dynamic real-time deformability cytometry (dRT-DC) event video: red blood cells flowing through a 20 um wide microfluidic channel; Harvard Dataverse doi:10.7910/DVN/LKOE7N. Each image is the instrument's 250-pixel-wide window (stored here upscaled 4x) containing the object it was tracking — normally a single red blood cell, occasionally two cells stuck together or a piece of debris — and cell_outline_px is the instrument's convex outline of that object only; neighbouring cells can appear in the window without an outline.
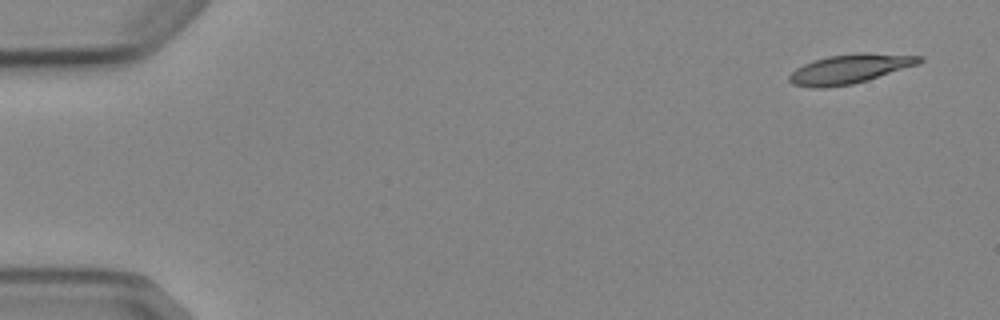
{"species": "Egyptian fruit bat (a non-hibernating species)", "species_latin": "Rousettus aegyptiacus", "temperature_condition": "cold", "stored_images_in_passage": 7, "camera_frame_rate_fps": 3000, "um_per_image_px": 0.085, "animal": {"sex": "female"}, "frame": {"image": 1, "passage_image": 1, "time_ms": 0.0, "image_size_px": [1000, 320], "cell_outline_px": [[924, 60], [920, 64], [868, 80], [852, 84], [824, 88], [816, 88], [792, 84], [788, 80], [788, 76], [796, 68], [812, 60], [828, 56], [864, 52], [868, 52], [924, 56]], "centroid_in_image_um": [72.27, 5.85], "position_along_channel_um": 12.7, "area_um2": 22.43}}
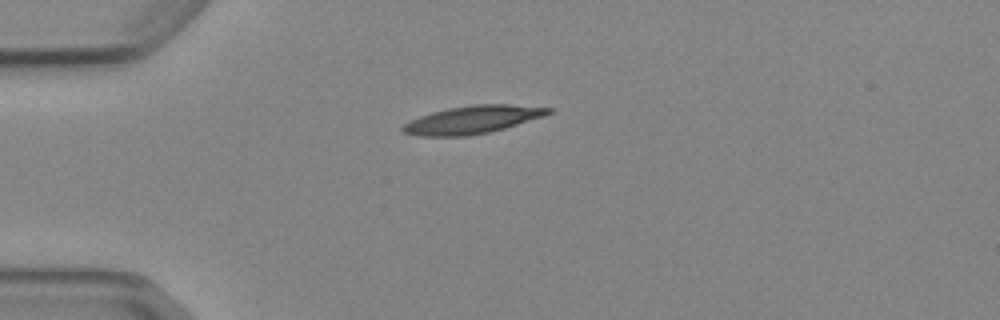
{"frame": {"image": 2, "passage_image": 4, "time_ms": 3.667, "image_size_px": [1000, 320], "cell_outline_px": [[552, 112], [544, 116], [504, 128], [488, 132], [468, 136], [420, 136], [404, 132], [400, 128], [404, 124], [420, 116], [432, 112], [448, 108], [472, 104], [508, 104], [552, 108]], "centroid_in_image_um": [40.16, 10.17], "position_along_channel_um": 44.8, "area_um2": 23.41}}
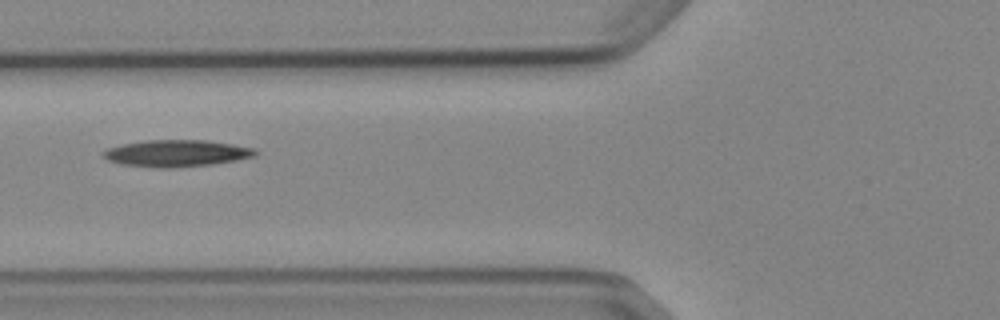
{"frame": {"image": 3, "passage_image": 6, "time_ms": 6.0, "image_size_px": [1000, 320], "cell_outline_px": [[256, 156], [236, 160], [212, 164], [172, 168], [156, 168], [120, 164], [108, 160], [100, 152], [108, 148], [124, 144], [144, 140], [204, 140], [232, 144], [256, 148]], "centroid_in_image_um": [14.99, 13.03], "position_along_channel_um": 110.8, "area_um2": 23.76}}